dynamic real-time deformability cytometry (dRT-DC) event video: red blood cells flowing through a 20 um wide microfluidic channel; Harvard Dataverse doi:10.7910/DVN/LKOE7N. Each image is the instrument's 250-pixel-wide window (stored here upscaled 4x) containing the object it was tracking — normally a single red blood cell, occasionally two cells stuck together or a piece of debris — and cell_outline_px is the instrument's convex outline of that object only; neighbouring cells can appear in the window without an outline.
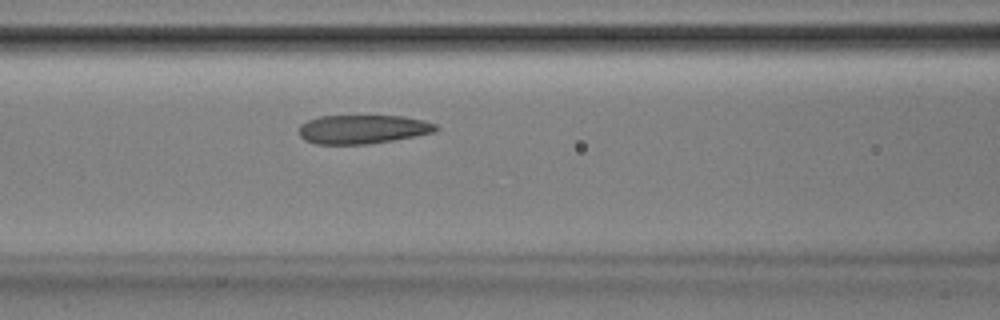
{"species": "Egyptian fruit bat (a non-hibernating species)", "species_latin": "Rousettus aegyptiacus", "temperature_condition": "room temperature", "stored_images_in_passage": 42, "camera_frame_rate_fps": 3000, "um_per_image_px": 0.085, "animal": {"sex": "male"}, "frame": {"image": 1, "passage_image": 18, "time_ms": 5.667, "image_size_px": [1000, 320], "cell_outline_px": [[440, 128], [432, 132], [392, 140], [368, 144], [316, 144], [304, 140], [300, 136], [300, 124], [308, 120], [320, 116], [404, 116], [424, 120], [436, 124]], "centroid_in_image_um": [30.81, 10.98], "position_along_channel_um": 135.8, "area_um2": 22.89}}
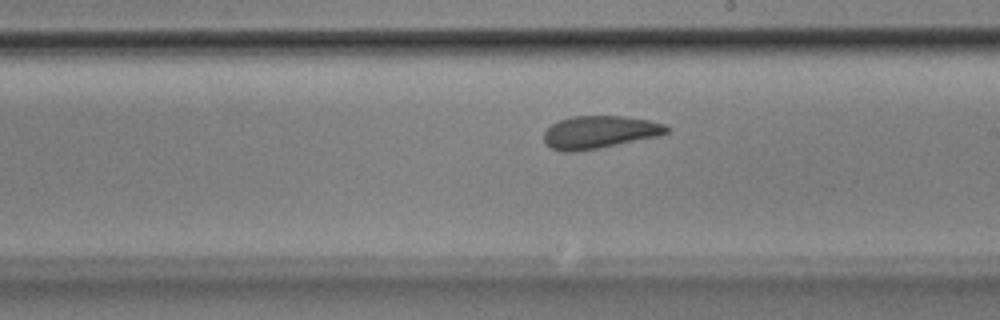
{"frame": {"image": 2, "passage_image": 26, "time_ms": 8.333, "image_size_px": [1000, 320], "cell_outline_px": [[672, 128], [668, 132], [656, 136], [600, 148], [576, 152], [564, 152], [552, 148], [544, 140], [544, 132], [552, 124], [560, 120], [572, 116], [624, 116], [648, 120], [664, 124]], "centroid_in_image_um": [50.96, 11.23], "position_along_channel_um": 238.0, "area_um2": 23.24}}
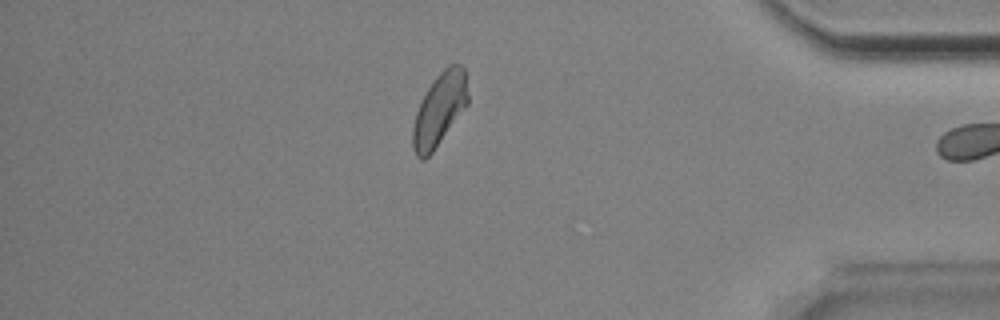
{"frame": {"image": 3, "passage_image": 41, "time_ms": 13.333, "image_size_px": [1000, 320], "cell_outline_px": [[468, 104], [432, 152], [424, 160], [420, 160], [416, 156], [412, 148], [412, 128], [416, 112], [428, 88], [436, 76], [448, 64], [460, 64], [464, 68], [468, 92]], "centroid_in_image_um": [37.34, 9.31], "position_along_channel_um": 397.9, "area_um2": 23.18}, "authors_computed_cell_mechanics": {"area_um2": 23.5246, "velocity_mm_per_s": 3.8545, "shape_relaxation_time_tau1_ms": null, "shape_relaxation_time_tau2_ms": 1.6027, "deformation_change_tau1": null, "deformation_change_tau2": 0.0832}}